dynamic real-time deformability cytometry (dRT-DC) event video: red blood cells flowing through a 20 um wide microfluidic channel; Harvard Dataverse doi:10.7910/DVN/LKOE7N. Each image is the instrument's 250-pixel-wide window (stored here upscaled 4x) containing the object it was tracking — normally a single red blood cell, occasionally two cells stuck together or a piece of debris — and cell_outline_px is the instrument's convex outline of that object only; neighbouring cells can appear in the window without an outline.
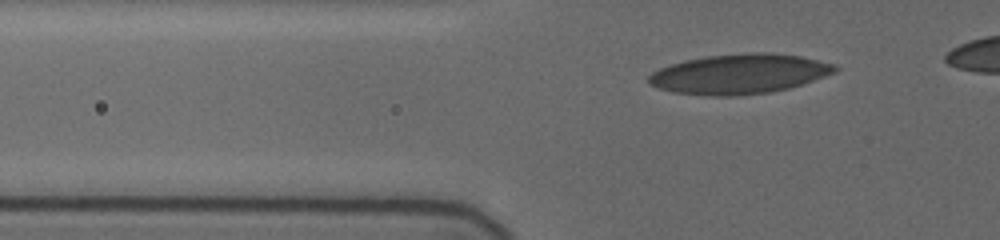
{"species": "human", "species_latin": "Homo sapiens", "temperature_condition": "cold", "stored_images_in_passage": 8, "segment_of_instrument_passage": [1, 2], "camera_frame_rate_fps": 3000, "um_per_image_px": 0.085, "donor": {"sex": "female"}, "frame": {"image": 1, "passage_image": 4, "time_ms": 1.333, "image_size_px": [1000, 240], "cell_outline_px": [[840, 68], [836, 72], [788, 88], [768, 92], [736, 96], [708, 96], [672, 92], [656, 88], [648, 84], [648, 76], [652, 72], [660, 68], [684, 60], [708, 56], [748, 52], [764, 52], [800, 56], [836, 64]], "centroid_in_image_um": [62.81, 6.29], "position_along_channel_um": 63.0, "area_um2": 43.23}}
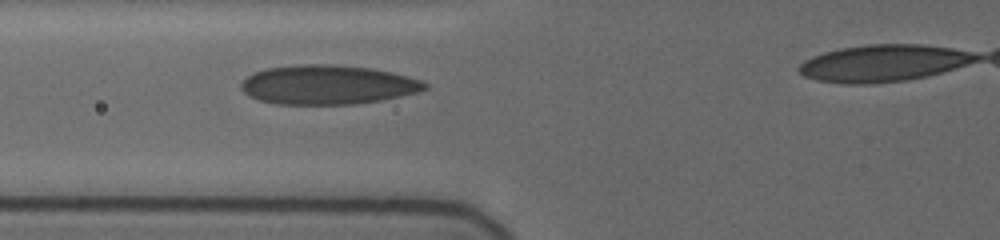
{"frame": {"image": 2, "passage_image": 7, "time_ms": 2.667, "image_size_px": [1000, 240], "cell_outline_px": [[428, 88], [416, 92], [400, 96], [380, 100], [356, 104], [276, 104], [260, 100], [248, 96], [240, 88], [240, 84], [248, 76], [256, 72], [268, 68], [304, 64], [328, 64], [372, 68], [392, 72], [408, 76], [420, 80], [428, 84]], "centroid_in_image_um": [27.85, 7.21], "position_along_channel_um": 97.9, "area_um2": 41.85}}